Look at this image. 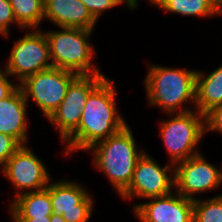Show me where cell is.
Instances as JSON below:
<instances>
[{"label":"cell","instance_id":"obj_1","mask_svg":"<svg viewBox=\"0 0 222 222\" xmlns=\"http://www.w3.org/2000/svg\"><path fill=\"white\" fill-rule=\"evenodd\" d=\"M114 84L106 78L89 96L78 128L62 143L68 144L64 153L88 150L97 142L116 134L127 124L118 113Z\"/></svg>","mask_w":222,"mask_h":222},{"label":"cell","instance_id":"obj_2","mask_svg":"<svg viewBox=\"0 0 222 222\" xmlns=\"http://www.w3.org/2000/svg\"><path fill=\"white\" fill-rule=\"evenodd\" d=\"M86 151L93 152V164L106 175L118 195L131 183L137 162L145 152L137 150L133 131L128 124Z\"/></svg>","mask_w":222,"mask_h":222},{"label":"cell","instance_id":"obj_3","mask_svg":"<svg viewBox=\"0 0 222 222\" xmlns=\"http://www.w3.org/2000/svg\"><path fill=\"white\" fill-rule=\"evenodd\" d=\"M145 83L148 104L156 106L167 113H182L188 102L195 104L196 70L169 68L151 65L148 68Z\"/></svg>","mask_w":222,"mask_h":222},{"label":"cell","instance_id":"obj_4","mask_svg":"<svg viewBox=\"0 0 222 222\" xmlns=\"http://www.w3.org/2000/svg\"><path fill=\"white\" fill-rule=\"evenodd\" d=\"M61 31L44 32L49 43L50 59L54 68L77 75L102 73L92 62L96 52L90 44L92 31L81 28L60 27Z\"/></svg>","mask_w":222,"mask_h":222},{"label":"cell","instance_id":"obj_5","mask_svg":"<svg viewBox=\"0 0 222 222\" xmlns=\"http://www.w3.org/2000/svg\"><path fill=\"white\" fill-rule=\"evenodd\" d=\"M167 115L174 117L160 122V136L175 166L200 153L196 147L205 134V115L197 110Z\"/></svg>","mask_w":222,"mask_h":222},{"label":"cell","instance_id":"obj_6","mask_svg":"<svg viewBox=\"0 0 222 222\" xmlns=\"http://www.w3.org/2000/svg\"><path fill=\"white\" fill-rule=\"evenodd\" d=\"M78 75L59 68H50L26 77L18 86L25 100L31 97L48 119L66 96L70 83Z\"/></svg>","mask_w":222,"mask_h":222},{"label":"cell","instance_id":"obj_7","mask_svg":"<svg viewBox=\"0 0 222 222\" xmlns=\"http://www.w3.org/2000/svg\"><path fill=\"white\" fill-rule=\"evenodd\" d=\"M7 60L6 71L19 82L37 72L53 68L44 31H40V28L32 29L24 37L14 41Z\"/></svg>","mask_w":222,"mask_h":222},{"label":"cell","instance_id":"obj_8","mask_svg":"<svg viewBox=\"0 0 222 222\" xmlns=\"http://www.w3.org/2000/svg\"><path fill=\"white\" fill-rule=\"evenodd\" d=\"M103 73L78 75L69 85L59 107L48 118L64 142L79 126L88 96L106 79Z\"/></svg>","mask_w":222,"mask_h":222},{"label":"cell","instance_id":"obj_9","mask_svg":"<svg viewBox=\"0 0 222 222\" xmlns=\"http://www.w3.org/2000/svg\"><path fill=\"white\" fill-rule=\"evenodd\" d=\"M172 187L175 188L173 164L162 167L144 152L137 162L131 183L120 196L125 200L161 197L172 193Z\"/></svg>","mask_w":222,"mask_h":222},{"label":"cell","instance_id":"obj_10","mask_svg":"<svg viewBox=\"0 0 222 222\" xmlns=\"http://www.w3.org/2000/svg\"><path fill=\"white\" fill-rule=\"evenodd\" d=\"M175 165L176 192L190 200L194 201L196 194L217 189L222 184V169L208 162L201 152Z\"/></svg>","mask_w":222,"mask_h":222},{"label":"cell","instance_id":"obj_11","mask_svg":"<svg viewBox=\"0 0 222 222\" xmlns=\"http://www.w3.org/2000/svg\"><path fill=\"white\" fill-rule=\"evenodd\" d=\"M45 164L26 145H22L1 168V172L19 190L16 196L45 189L50 182V174ZM23 191V192H21Z\"/></svg>","mask_w":222,"mask_h":222},{"label":"cell","instance_id":"obj_12","mask_svg":"<svg viewBox=\"0 0 222 222\" xmlns=\"http://www.w3.org/2000/svg\"><path fill=\"white\" fill-rule=\"evenodd\" d=\"M80 184L70 181L50 182L54 217L60 222H88L94 199Z\"/></svg>","mask_w":222,"mask_h":222},{"label":"cell","instance_id":"obj_13","mask_svg":"<svg viewBox=\"0 0 222 222\" xmlns=\"http://www.w3.org/2000/svg\"><path fill=\"white\" fill-rule=\"evenodd\" d=\"M148 200L132 207L140 222H193V200L177 192Z\"/></svg>","mask_w":222,"mask_h":222},{"label":"cell","instance_id":"obj_14","mask_svg":"<svg viewBox=\"0 0 222 222\" xmlns=\"http://www.w3.org/2000/svg\"><path fill=\"white\" fill-rule=\"evenodd\" d=\"M44 19L60 27L94 30L97 20L80 0H44Z\"/></svg>","mask_w":222,"mask_h":222},{"label":"cell","instance_id":"obj_15","mask_svg":"<svg viewBox=\"0 0 222 222\" xmlns=\"http://www.w3.org/2000/svg\"><path fill=\"white\" fill-rule=\"evenodd\" d=\"M27 101L18 86L0 101V133L15 138L21 145L27 142Z\"/></svg>","mask_w":222,"mask_h":222},{"label":"cell","instance_id":"obj_16","mask_svg":"<svg viewBox=\"0 0 222 222\" xmlns=\"http://www.w3.org/2000/svg\"><path fill=\"white\" fill-rule=\"evenodd\" d=\"M219 105H222V65L207 76L197 70L195 110L205 115Z\"/></svg>","mask_w":222,"mask_h":222},{"label":"cell","instance_id":"obj_17","mask_svg":"<svg viewBox=\"0 0 222 222\" xmlns=\"http://www.w3.org/2000/svg\"><path fill=\"white\" fill-rule=\"evenodd\" d=\"M12 201L11 218H40L54 215L50 198V183L45 189L21 194Z\"/></svg>","mask_w":222,"mask_h":222},{"label":"cell","instance_id":"obj_18","mask_svg":"<svg viewBox=\"0 0 222 222\" xmlns=\"http://www.w3.org/2000/svg\"><path fill=\"white\" fill-rule=\"evenodd\" d=\"M166 12L185 16L212 17L222 15V9L213 0H153L151 4Z\"/></svg>","mask_w":222,"mask_h":222},{"label":"cell","instance_id":"obj_19","mask_svg":"<svg viewBox=\"0 0 222 222\" xmlns=\"http://www.w3.org/2000/svg\"><path fill=\"white\" fill-rule=\"evenodd\" d=\"M18 27L37 29L44 21V0H9Z\"/></svg>","mask_w":222,"mask_h":222},{"label":"cell","instance_id":"obj_20","mask_svg":"<svg viewBox=\"0 0 222 222\" xmlns=\"http://www.w3.org/2000/svg\"><path fill=\"white\" fill-rule=\"evenodd\" d=\"M193 222H222V194L193 201Z\"/></svg>","mask_w":222,"mask_h":222},{"label":"cell","instance_id":"obj_21","mask_svg":"<svg viewBox=\"0 0 222 222\" xmlns=\"http://www.w3.org/2000/svg\"><path fill=\"white\" fill-rule=\"evenodd\" d=\"M98 21L102 13L110 8L126 3L130 9H135L129 0H80Z\"/></svg>","mask_w":222,"mask_h":222},{"label":"cell","instance_id":"obj_22","mask_svg":"<svg viewBox=\"0 0 222 222\" xmlns=\"http://www.w3.org/2000/svg\"><path fill=\"white\" fill-rule=\"evenodd\" d=\"M22 145L12 136L0 133V166L3 168L8 159Z\"/></svg>","mask_w":222,"mask_h":222},{"label":"cell","instance_id":"obj_23","mask_svg":"<svg viewBox=\"0 0 222 222\" xmlns=\"http://www.w3.org/2000/svg\"><path fill=\"white\" fill-rule=\"evenodd\" d=\"M16 25V19L9 0H0V35L8 37L10 24Z\"/></svg>","mask_w":222,"mask_h":222},{"label":"cell","instance_id":"obj_24","mask_svg":"<svg viewBox=\"0 0 222 222\" xmlns=\"http://www.w3.org/2000/svg\"><path fill=\"white\" fill-rule=\"evenodd\" d=\"M208 131L222 134V105L212 108L205 114V132Z\"/></svg>","mask_w":222,"mask_h":222},{"label":"cell","instance_id":"obj_25","mask_svg":"<svg viewBox=\"0 0 222 222\" xmlns=\"http://www.w3.org/2000/svg\"><path fill=\"white\" fill-rule=\"evenodd\" d=\"M0 68V101L7 98L17 87L18 84L11 82L9 73L6 69Z\"/></svg>","mask_w":222,"mask_h":222},{"label":"cell","instance_id":"obj_26","mask_svg":"<svg viewBox=\"0 0 222 222\" xmlns=\"http://www.w3.org/2000/svg\"><path fill=\"white\" fill-rule=\"evenodd\" d=\"M13 222H56L54 215H47L40 218H12Z\"/></svg>","mask_w":222,"mask_h":222},{"label":"cell","instance_id":"obj_27","mask_svg":"<svg viewBox=\"0 0 222 222\" xmlns=\"http://www.w3.org/2000/svg\"><path fill=\"white\" fill-rule=\"evenodd\" d=\"M222 9V0H213Z\"/></svg>","mask_w":222,"mask_h":222},{"label":"cell","instance_id":"obj_28","mask_svg":"<svg viewBox=\"0 0 222 222\" xmlns=\"http://www.w3.org/2000/svg\"><path fill=\"white\" fill-rule=\"evenodd\" d=\"M153 0H149V2L151 3ZM138 0H135V8L138 6Z\"/></svg>","mask_w":222,"mask_h":222},{"label":"cell","instance_id":"obj_29","mask_svg":"<svg viewBox=\"0 0 222 222\" xmlns=\"http://www.w3.org/2000/svg\"><path fill=\"white\" fill-rule=\"evenodd\" d=\"M131 4L135 7V0H129Z\"/></svg>","mask_w":222,"mask_h":222}]
</instances>
